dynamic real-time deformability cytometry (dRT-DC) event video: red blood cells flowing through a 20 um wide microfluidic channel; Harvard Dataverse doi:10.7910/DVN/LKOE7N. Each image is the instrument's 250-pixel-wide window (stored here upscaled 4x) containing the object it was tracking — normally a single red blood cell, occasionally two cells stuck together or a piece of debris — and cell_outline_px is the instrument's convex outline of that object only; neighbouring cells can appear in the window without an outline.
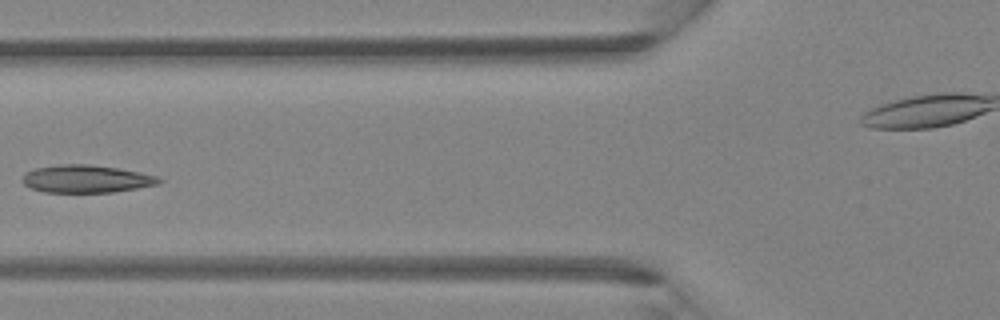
{"species": "Egyptian fruit bat (a non-hibernating species)", "species_latin": "Rousettus aegyptiacus", "temperature_condition": "room temperature", "stored_images_in_passage": 4, "camera_frame_rate_fps": 3000, "um_per_image_px": 0.085, "animal": {"sex": "female"}, "frame": {"image": 1, "passage_image": 4, "time_ms": 1.0, "image_size_px": [1000, 320], "cell_outline_px": [[164, 180], [160, 184], [112, 192], [44, 192], [32, 188], [24, 184], [20, 180], [24, 172], [36, 168], [60, 164], [92, 164], [140, 172], [156, 176]], "centroid_in_image_um": [7.31, 15.2], "position_along_channel_um": 118.5, "area_um2": 22.08}}